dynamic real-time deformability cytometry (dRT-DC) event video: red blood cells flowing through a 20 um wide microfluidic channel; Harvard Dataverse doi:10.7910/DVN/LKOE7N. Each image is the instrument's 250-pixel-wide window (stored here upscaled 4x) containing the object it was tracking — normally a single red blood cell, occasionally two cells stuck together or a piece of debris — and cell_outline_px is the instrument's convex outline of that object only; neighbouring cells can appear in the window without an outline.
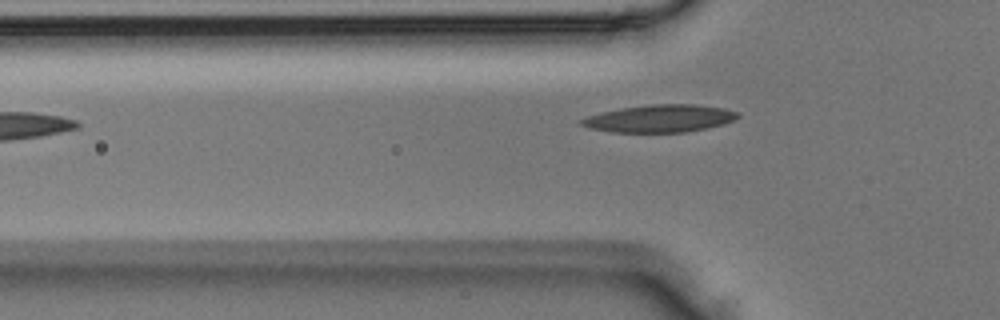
{"species": "Egyptian fruit bat (a non-hibernating species)", "species_latin": "Rousettus aegyptiacus", "temperature_condition": "room temperature", "stored_images_in_passage": 6, "camera_frame_rate_fps": 3000, "um_per_image_px": 0.085, "animal": {"sex": "male"}, "frame": {"image": 1, "passage_image": 5, "time_ms": 1.333, "image_size_px": [1000, 320], "cell_outline_px": [[740, 116], [724, 124], [708, 128], [684, 132], [612, 132], [588, 128], [580, 124], [580, 120], [588, 116], [620, 108], [652, 104], [692, 104], [724, 108], [740, 112]], "centroid_in_image_um": [56.11, 10.07], "position_along_channel_um": 69.7, "area_um2": 24.97}}
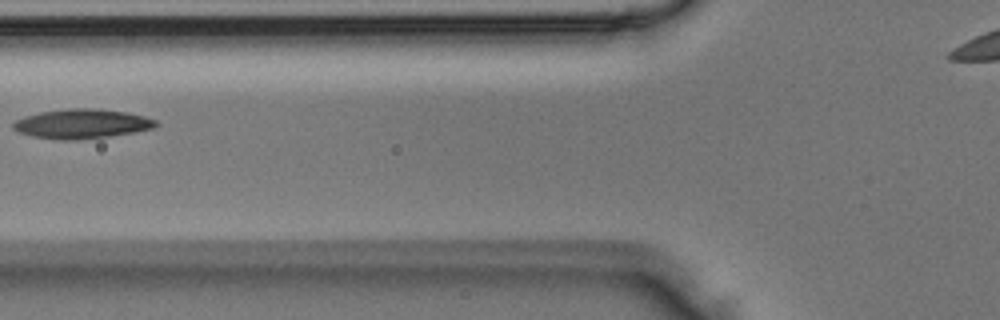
{"frame": {"image": 2, "passage_image": 6, "time_ms": 1.667, "image_size_px": [1000, 320], "cell_outline_px": [[160, 124], [156, 128], [136, 132], [108, 136], [76, 140], [60, 140], [32, 136], [20, 132], [12, 128], [12, 124], [16, 120], [24, 116], [40, 112], [68, 108], [96, 108], [128, 112], [144, 116], [156, 120]], "centroid_in_image_um": [6.99, 10.52], "position_along_channel_um": 118.8, "area_um2": 24.68}}